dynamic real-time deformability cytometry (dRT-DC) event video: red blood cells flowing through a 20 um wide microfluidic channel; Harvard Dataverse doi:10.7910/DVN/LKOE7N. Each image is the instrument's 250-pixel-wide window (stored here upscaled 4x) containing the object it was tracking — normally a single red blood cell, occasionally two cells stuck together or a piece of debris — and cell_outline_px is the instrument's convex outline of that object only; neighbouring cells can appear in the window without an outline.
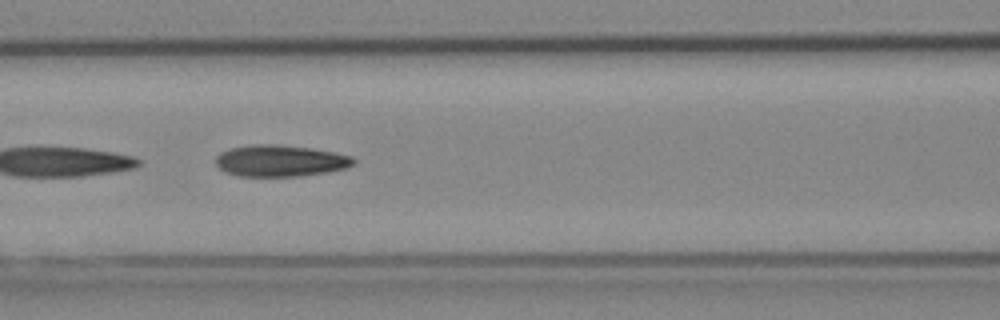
{"species": "Egyptian fruit bat (a non-hibernating species)", "species_latin": "Rousettus aegyptiacus", "temperature_condition": "cold", "stored_images_in_passage": 14, "camera_frame_rate_fps": 3000, "um_per_image_px": 0.085, "animal": {"sex": "female"}, "frame": {"image": 1, "passage_image": 12, "time_ms": 3.667, "image_size_px": [1000, 320], "cell_outline_px": [[356, 164], [348, 168], [328, 172], [300, 176], [240, 176], [228, 172], [220, 168], [216, 164], [216, 156], [220, 152], [232, 148], [252, 144], [276, 144], [312, 148], [352, 156], [356, 160]], "centroid_in_image_um": [23.87, 13.66], "position_along_channel_um": 142.7, "area_um2": 25.37}}